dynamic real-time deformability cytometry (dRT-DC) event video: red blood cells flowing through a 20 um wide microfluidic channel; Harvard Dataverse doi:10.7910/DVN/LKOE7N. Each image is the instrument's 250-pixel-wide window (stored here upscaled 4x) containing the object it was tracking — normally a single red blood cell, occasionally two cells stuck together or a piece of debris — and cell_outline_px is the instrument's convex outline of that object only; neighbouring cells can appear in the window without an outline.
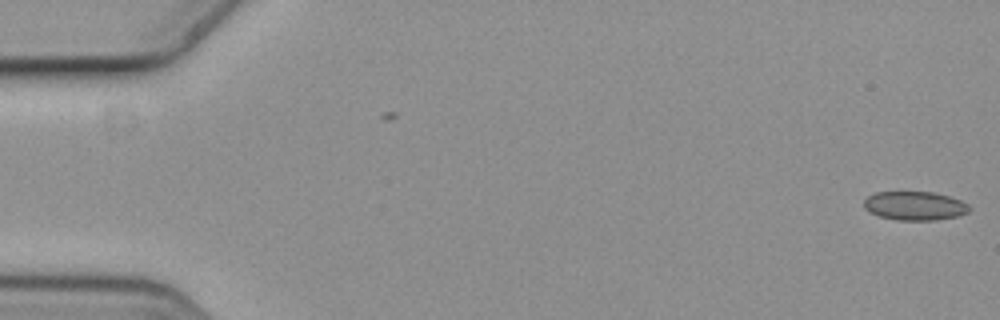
{"species": "common noctule bat (a hibernating species)", "species_latin": "Nyctalus noctula", "temperature_condition": "cold", "stored_images_in_passage": 7, "segment_of_instrument_passage": [1, 2], "camera_frame_rate_fps": 3000, "um_per_image_px": 0.085, "animal": {"sex": "female", "body_mass_g": 19.3, "forearm_length_mm": 54.1}, "frame": {"image": 1, "passage_image": 1, "time_ms": 0.0, "image_size_px": [1000, 320], "cell_outline_px": [[972, 208], [968, 212], [956, 216], [936, 220], [896, 220], [880, 216], [868, 212], [864, 208], [864, 200], [868, 196], [876, 192], [932, 192], [948, 196], [960, 200], [968, 204]], "centroid_in_image_um": [77.74, 17.49], "position_along_channel_um": 7.3, "area_um2": 17.69}}
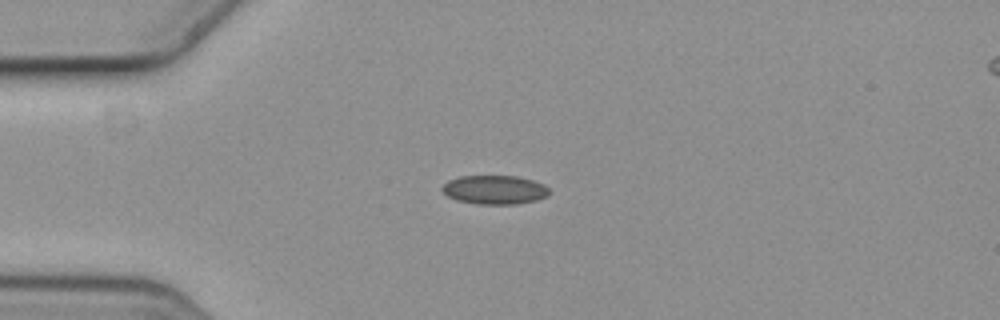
{"frame": {"image": 2, "passage_image": 5, "time_ms": 1.333, "image_size_px": [1000, 320], "cell_outline_px": [[548, 196], [536, 200], [516, 204], [476, 204], [456, 200], [448, 196], [440, 188], [448, 180], [460, 176], [516, 176], [532, 180], [544, 184], [548, 188]], "centroid_in_image_um": [42.03, 16.13], "position_along_channel_um": 43.0, "area_um2": 18.03}}